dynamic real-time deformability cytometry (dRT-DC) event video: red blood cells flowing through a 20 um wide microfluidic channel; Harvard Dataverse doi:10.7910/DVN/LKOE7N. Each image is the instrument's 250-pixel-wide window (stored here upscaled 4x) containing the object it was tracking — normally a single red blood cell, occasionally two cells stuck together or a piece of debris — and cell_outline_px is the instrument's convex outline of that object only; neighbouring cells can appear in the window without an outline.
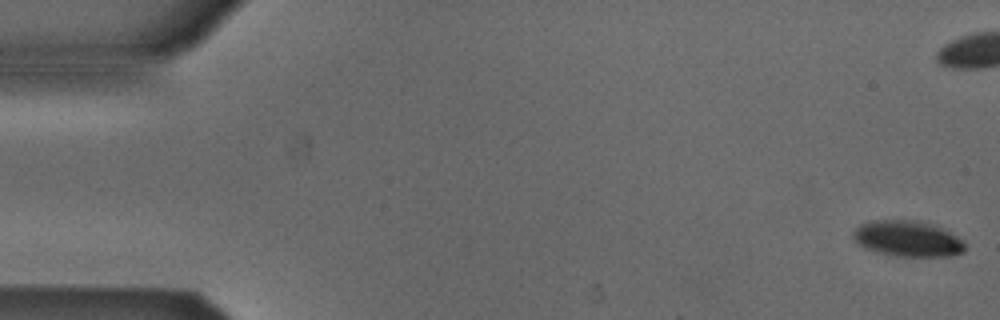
{"species": "Egyptian fruit bat (a non-hibernating species)", "species_latin": "Rousettus aegyptiacus", "temperature_condition": "cold", "stored_images_in_passage": 54, "camera_frame_rate_fps": 3000, "um_per_image_px": 0.085, "animal": {"sex": "male"}, "frame": {"image": 1, "passage_image": 1, "time_ms": 0.0, "image_size_px": [1000, 320], "cell_outline_px": [[964, 252], [952, 256], [896, 256], [876, 252], [864, 248], [852, 236], [852, 232], [860, 224], [876, 220], [920, 220], [932, 224], [964, 240]], "centroid_in_image_um": [77.14, 20.29], "position_along_channel_um": 7.9, "area_um2": 23.29}}
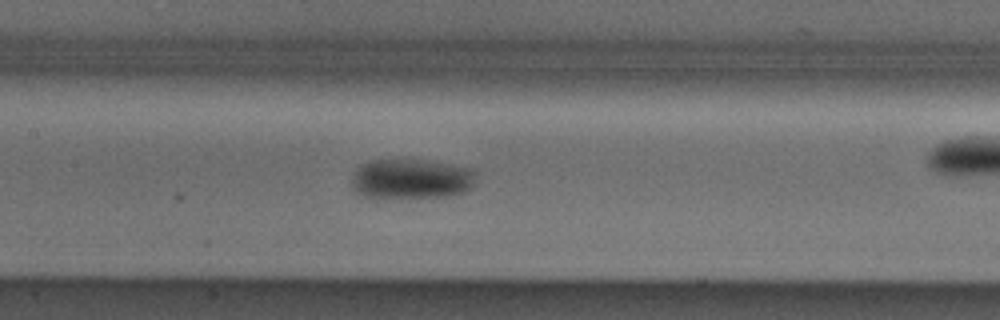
{"frame": {"image": 2, "passage_image": 25, "time_ms": 8.0, "image_size_px": [1000, 320], "cell_outline_px": [[476, 172], [472, 188], [464, 192], [448, 196], [376, 200], [360, 196], [352, 188], [352, 176], [356, 168], [360, 164], [372, 160], [420, 160], [448, 164], [472, 168]], "centroid_in_image_um": [34.89, 15.25], "position_along_channel_um": 172.5, "area_um2": 29.82}}
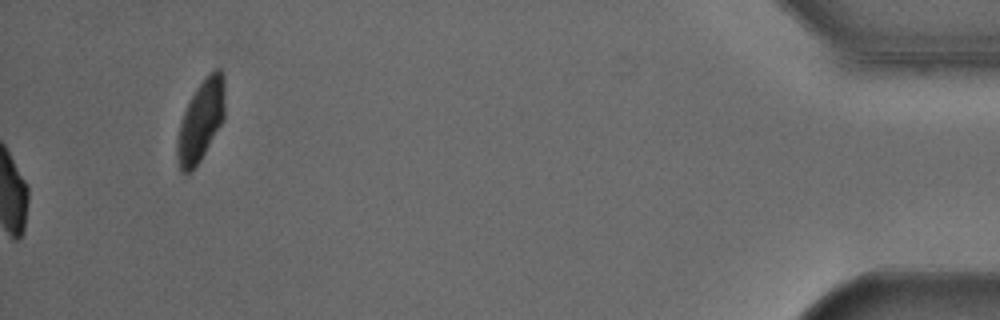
{"frame": {"image": 3, "passage_image": 54, "time_ms": 17.667, "image_size_px": [1000, 320], "cell_outline_px": [[224, 120], [200, 160], [192, 172], [180, 172], [176, 156], [176, 144], [180, 124], [184, 112], [192, 96], [208, 72], [212, 68], [220, 68], [224, 76]], "centroid_in_image_um": [17.08, 10.26], "position_along_channel_um": 418.1, "area_um2": 22.48}, "authors_computed_cell_mechanics": {"area_um2": 25.432, "velocity_mm_per_s": 3.8626, "shape_relaxation_time_tau1_ms": 4.2105, "shape_relaxation_time_tau2_ms": null, "deformation_change_tau1": 0.1184, "deformation_change_tau2": null}}